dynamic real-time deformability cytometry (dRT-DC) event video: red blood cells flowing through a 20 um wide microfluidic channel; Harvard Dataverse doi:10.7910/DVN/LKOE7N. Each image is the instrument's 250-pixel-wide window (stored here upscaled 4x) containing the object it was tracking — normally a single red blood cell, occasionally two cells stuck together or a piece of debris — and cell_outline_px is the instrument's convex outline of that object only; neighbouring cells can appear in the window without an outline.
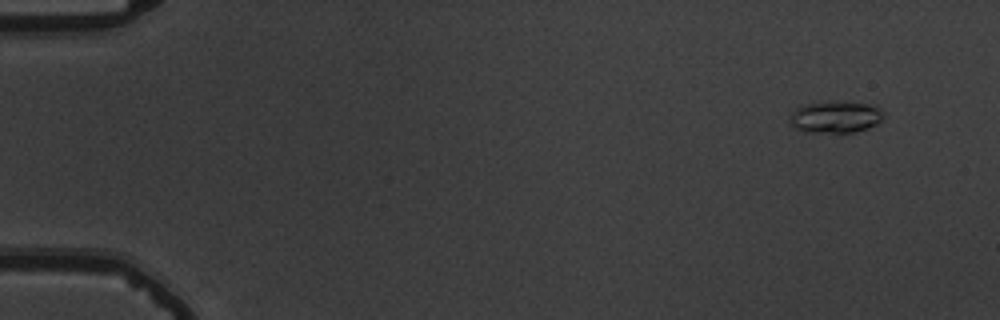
{"species": "common noctule bat (a hibernating species)", "species_latin": "Nyctalus noctula", "temperature_condition": "warm", "stored_images_in_passage": 9, "camera_frame_rate_fps": 3000, "um_per_image_px": 0.085, "animal": {"sex": "male", "body_mass_g": 19.5, "forearm_length_mm": 54.6}, "frame": {"image": 1, "passage_image": 1, "time_ms": 0.0, "image_size_px": [1000, 320], "cell_outline_px": [[884, 116], [876, 124], [868, 128], [852, 132], [804, 132], [788, 124], [788, 120], [792, 112], [796, 108], [804, 104], [868, 104], [880, 108], [884, 112]], "centroid_in_image_um": [70.97, 9.99], "position_along_channel_um": 14.0, "area_um2": 16.7}}